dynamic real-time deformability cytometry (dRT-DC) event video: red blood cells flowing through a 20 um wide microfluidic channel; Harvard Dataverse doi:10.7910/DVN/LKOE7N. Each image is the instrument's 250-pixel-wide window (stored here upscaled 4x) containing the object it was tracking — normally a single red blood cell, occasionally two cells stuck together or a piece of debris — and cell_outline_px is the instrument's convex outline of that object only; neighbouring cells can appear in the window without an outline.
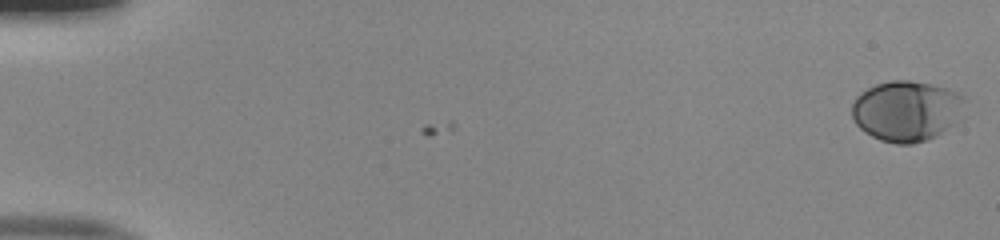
{"species": "human", "species_latin": "Homo sapiens", "temperature_condition": "room temperature", "stored_images_in_passage": 3, "camera_frame_rate_fps": 3000, "um_per_image_px": 0.085, "donor": {"sex": "male"}, "frame": {"image": 1, "passage_image": 1, "time_ms": 0.0, "image_size_px": [1000, 240], "cell_outline_px": [[968, 100], [964, 120], [936, 136], [928, 140], [912, 144], [896, 144], [880, 140], [864, 132], [856, 124], [852, 116], [852, 104], [856, 96], [860, 92], [876, 84], [892, 80], [908, 80], [948, 88], [964, 96]], "centroid_in_image_um": [77.15, 9.44], "position_along_channel_um": 7.9, "area_um2": 40.86}}